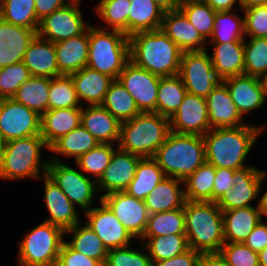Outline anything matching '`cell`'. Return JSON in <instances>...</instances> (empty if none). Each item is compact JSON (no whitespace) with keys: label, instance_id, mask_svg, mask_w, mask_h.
I'll return each instance as SVG.
<instances>
[{"label":"cell","instance_id":"74e56055","mask_svg":"<svg viewBox=\"0 0 267 266\" xmlns=\"http://www.w3.org/2000/svg\"><path fill=\"white\" fill-rule=\"evenodd\" d=\"M216 168L203 163L184 180L185 198L188 201L213 202V185Z\"/></svg>","mask_w":267,"mask_h":266},{"label":"cell","instance_id":"816d5d0a","mask_svg":"<svg viewBox=\"0 0 267 266\" xmlns=\"http://www.w3.org/2000/svg\"><path fill=\"white\" fill-rule=\"evenodd\" d=\"M219 253L229 266H260L258 253L243 242L224 243Z\"/></svg>","mask_w":267,"mask_h":266},{"label":"cell","instance_id":"89a4df30","mask_svg":"<svg viewBox=\"0 0 267 266\" xmlns=\"http://www.w3.org/2000/svg\"><path fill=\"white\" fill-rule=\"evenodd\" d=\"M3 144H4V142H3V138H2V135H1V132H0V149L3 146Z\"/></svg>","mask_w":267,"mask_h":266},{"label":"cell","instance_id":"7bdbcfd3","mask_svg":"<svg viewBox=\"0 0 267 266\" xmlns=\"http://www.w3.org/2000/svg\"><path fill=\"white\" fill-rule=\"evenodd\" d=\"M130 0H100L96 5V14L105 23L103 29L117 30L128 36V16Z\"/></svg>","mask_w":267,"mask_h":266},{"label":"cell","instance_id":"f5cc1de1","mask_svg":"<svg viewBox=\"0 0 267 266\" xmlns=\"http://www.w3.org/2000/svg\"><path fill=\"white\" fill-rule=\"evenodd\" d=\"M243 13L246 38H267V5L250 7Z\"/></svg>","mask_w":267,"mask_h":266},{"label":"cell","instance_id":"83f0119b","mask_svg":"<svg viewBox=\"0 0 267 266\" xmlns=\"http://www.w3.org/2000/svg\"><path fill=\"white\" fill-rule=\"evenodd\" d=\"M79 102L86 101L88 105H101L110 84L114 79L99 71L84 67L71 74Z\"/></svg>","mask_w":267,"mask_h":266},{"label":"cell","instance_id":"8fae6325","mask_svg":"<svg viewBox=\"0 0 267 266\" xmlns=\"http://www.w3.org/2000/svg\"><path fill=\"white\" fill-rule=\"evenodd\" d=\"M81 0H72L40 20L37 35L53 43L82 34L90 25L80 11Z\"/></svg>","mask_w":267,"mask_h":266},{"label":"cell","instance_id":"f907efd6","mask_svg":"<svg viewBox=\"0 0 267 266\" xmlns=\"http://www.w3.org/2000/svg\"><path fill=\"white\" fill-rule=\"evenodd\" d=\"M104 266H153L148 252L130 246L108 250Z\"/></svg>","mask_w":267,"mask_h":266},{"label":"cell","instance_id":"be15d7a7","mask_svg":"<svg viewBox=\"0 0 267 266\" xmlns=\"http://www.w3.org/2000/svg\"><path fill=\"white\" fill-rule=\"evenodd\" d=\"M259 5H267V0H239L241 11Z\"/></svg>","mask_w":267,"mask_h":266},{"label":"cell","instance_id":"1f68e13d","mask_svg":"<svg viewBox=\"0 0 267 266\" xmlns=\"http://www.w3.org/2000/svg\"><path fill=\"white\" fill-rule=\"evenodd\" d=\"M98 144L97 140L80 124L76 129L60 137L49 147V151L54 152V156H51L50 160L60 162L58 155H63V157L68 158L74 157L76 162L83 154L95 148Z\"/></svg>","mask_w":267,"mask_h":266},{"label":"cell","instance_id":"91938a15","mask_svg":"<svg viewBox=\"0 0 267 266\" xmlns=\"http://www.w3.org/2000/svg\"><path fill=\"white\" fill-rule=\"evenodd\" d=\"M198 266H229L222 255L218 253H202Z\"/></svg>","mask_w":267,"mask_h":266},{"label":"cell","instance_id":"7dc6e473","mask_svg":"<svg viewBox=\"0 0 267 266\" xmlns=\"http://www.w3.org/2000/svg\"><path fill=\"white\" fill-rule=\"evenodd\" d=\"M115 150L114 144H98L83 154L75 164L82 172L93 174L94 180L97 182L110 164Z\"/></svg>","mask_w":267,"mask_h":266},{"label":"cell","instance_id":"d4e9b609","mask_svg":"<svg viewBox=\"0 0 267 266\" xmlns=\"http://www.w3.org/2000/svg\"><path fill=\"white\" fill-rule=\"evenodd\" d=\"M59 75H71L87 67L89 26L80 35L54 43Z\"/></svg>","mask_w":267,"mask_h":266},{"label":"cell","instance_id":"681fc988","mask_svg":"<svg viewBox=\"0 0 267 266\" xmlns=\"http://www.w3.org/2000/svg\"><path fill=\"white\" fill-rule=\"evenodd\" d=\"M31 74L23 62L0 68V99L12 98Z\"/></svg>","mask_w":267,"mask_h":266},{"label":"cell","instance_id":"03108f58","mask_svg":"<svg viewBox=\"0 0 267 266\" xmlns=\"http://www.w3.org/2000/svg\"><path fill=\"white\" fill-rule=\"evenodd\" d=\"M259 264L260 266H267V247L261 250L259 253Z\"/></svg>","mask_w":267,"mask_h":266},{"label":"cell","instance_id":"5b68a950","mask_svg":"<svg viewBox=\"0 0 267 266\" xmlns=\"http://www.w3.org/2000/svg\"><path fill=\"white\" fill-rule=\"evenodd\" d=\"M153 158L166 177L184 181L206 162L203 136L170 131Z\"/></svg>","mask_w":267,"mask_h":266},{"label":"cell","instance_id":"603a6c76","mask_svg":"<svg viewBox=\"0 0 267 266\" xmlns=\"http://www.w3.org/2000/svg\"><path fill=\"white\" fill-rule=\"evenodd\" d=\"M211 129L245 125L227 87L221 82L205 98Z\"/></svg>","mask_w":267,"mask_h":266},{"label":"cell","instance_id":"cb8c5ba5","mask_svg":"<svg viewBox=\"0 0 267 266\" xmlns=\"http://www.w3.org/2000/svg\"><path fill=\"white\" fill-rule=\"evenodd\" d=\"M82 105L81 125L99 144L119 141L121 122L102 105Z\"/></svg>","mask_w":267,"mask_h":266},{"label":"cell","instance_id":"6da1fadb","mask_svg":"<svg viewBox=\"0 0 267 266\" xmlns=\"http://www.w3.org/2000/svg\"><path fill=\"white\" fill-rule=\"evenodd\" d=\"M266 125L245 124L239 127L215 128L203 135L206 162L215 168L231 170L249 166L245 159Z\"/></svg>","mask_w":267,"mask_h":266},{"label":"cell","instance_id":"ac0fdd59","mask_svg":"<svg viewBox=\"0 0 267 266\" xmlns=\"http://www.w3.org/2000/svg\"><path fill=\"white\" fill-rule=\"evenodd\" d=\"M141 158L117 147L110 164L97 181L98 192L105 190V193L98 196V199L101 200L103 196L113 192L125 191L135 176Z\"/></svg>","mask_w":267,"mask_h":266},{"label":"cell","instance_id":"ba28073f","mask_svg":"<svg viewBox=\"0 0 267 266\" xmlns=\"http://www.w3.org/2000/svg\"><path fill=\"white\" fill-rule=\"evenodd\" d=\"M65 231L49 222L32 228L19 243V266H49L59 258Z\"/></svg>","mask_w":267,"mask_h":266},{"label":"cell","instance_id":"d590c367","mask_svg":"<svg viewBox=\"0 0 267 266\" xmlns=\"http://www.w3.org/2000/svg\"><path fill=\"white\" fill-rule=\"evenodd\" d=\"M50 78L31 76L12 97L42 116L48 110Z\"/></svg>","mask_w":267,"mask_h":266},{"label":"cell","instance_id":"9f6ffc18","mask_svg":"<svg viewBox=\"0 0 267 266\" xmlns=\"http://www.w3.org/2000/svg\"><path fill=\"white\" fill-rule=\"evenodd\" d=\"M243 243L257 253L267 247V222L256 225Z\"/></svg>","mask_w":267,"mask_h":266},{"label":"cell","instance_id":"5bb4252c","mask_svg":"<svg viewBox=\"0 0 267 266\" xmlns=\"http://www.w3.org/2000/svg\"><path fill=\"white\" fill-rule=\"evenodd\" d=\"M117 80L133 97L141 112L156 110L160 77L128 61Z\"/></svg>","mask_w":267,"mask_h":266},{"label":"cell","instance_id":"e575fe53","mask_svg":"<svg viewBox=\"0 0 267 266\" xmlns=\"http://www.w3.org/2000/svg\"><path fill=\"white\" fill-rule=\"evenodd\" d=\"M77 223L72 228L65 230V235H72L70 241L65 242L75 251L82 253L89 258L100 261L105 265L107 260L108 250L104 246L98 235L89 228L86 224L79 226Z\"/></svg>","mask_w":267,"mask_h":266},{"label":"cell","instance_id":"003e7915","mask_svg":"<svg viewBox=\"0 0 267 266\" xmlns=\"http://www.w3.org/2000/svg\"><path fill=\"white\" fill-rule=\"evenodd\" d=\"M260 82H261L263 90L265 91V95H266V98H267V71H265L261 75Z\"/></svg>","mask_w":267,"mask_h":266},{"label":"cell","instance_id":"11a10c76","mask_svg":"<svg viewBox=\"0 0 267 266\" xmlns=\"http://www.w3.org/2000/svg\"><path fill=\"white\" fill-rule=\"evenodd\" d=\"M235 170L216 168L215 181L213 185V202H216L226 191L234 185Z\"/></svg>","mask_w":267,"mask_h":266},{"label":"cell","instance_id":"f1b7e54d","mask_svg":"<svg viewBox=\"0 0 267 266\" xmlns=\"http://www.w3.org/2000/svg\"><path fill=\"white\" fill-rule=\"evenodd\" d=\"M182 185L184 181L177 178L162 180L144 199L149 214L183 208L186 198Z\"/></svg>","mask_w":267,"mask_h":266},{"label":"cell","instance_id":"b9f144b4","mask_svg":"<svg viewBox=\"0 0 267 266\" xmlns=\"http://www.w3.org/2000/svg\"><path fill=\"white\" fill-rule=\"evenodd\" d=\"M170 234H185L184 207L149 214L147 226L142 237H156Z\"/></svg>","mask_w":267,"mask_h":266},{"label":"cell","instance_id":"ee69618b","mask_svg":"<svg viewBox=\"0 0 267 266\" xmlns=\"http://www.w3.org/2000/svg\"><path fill=\"white\" fill-rule=\"evenodd\" d=\"M0 17L28 29H38L40 23L36 17L35 0H4L0 7Z\"/></svg>","mask_w":267,"mask_h":266},{"label":"cell","instance_id":"a7ac6f4b","mask_svg":"<svg viewBox=\"0 0 267 266\" xmlns=\"http://www.w3.org/2000/svg\"><path fill=\"white\" fill-rule=\"evenodd\" d=\"M49 266H64L63 264H61L58 260L55 261L54 263L50 264Z\"/></svg>","mask_w":267,"mask_h":266},{"label":"cell","instance_id":"7402d4cb","mask_svg":"<svg viewBox=\"0 0 267 266\" xmlns=\"http://www.w3.org/2000/svg\"><path fill=\"white\" fill-rule=\"evenodd\" d=\"M44 202L50 214L45 222L59 226L64 231L80 223V217L74 206L63 191L44 175Z\"/></svg>","mask_w":267,"mask_h":266},{"label":"cell","instance_id":"db71d44e","mask_svg":"<svg viewBox=\"0 0 267 266\" xmlns=\"http://www.w3.org/2000/svg\"><path fill=\"white\" fill-rule=\"evenodd\" d=\"M58 261L64 266H104L100 261L73 250L65 241L60 249Z\"/></svg>","mask_w":267,"mask_h":266},{"label":"cell","instance_id":"ffe728a7","mask_svg":"<svg viewBox=\"0 0 267 266\" xmlns=\"http://www.w3.org/2000/svg\"><path fill=\"white\" fill-rule=\"evenodd\" d=\"M37 30L14 25L0 17V68L23 61Z\"/></svg>","mask_w":267,"mask_h":266},{"label":"cell","instance_id":"d6986e66","mask_svg":"<svg viewBox=\"0 0 267 266\" xmlns=\"http://www.w3.org/2000/svg\"><path fill=\"white\" fill-rule=\"evenodd\" d=\"M221 82L227 87L230 97L243 117L249 112L263 107L266 103L265 91L259 77L232 76Z\"/></svg>","mask_w":267,"mask_h":266},{"label":"cell","instance_id":"3957f363","mask_svg":"<svg viewBox=\"0 0 267 266\" xmlns=\"http://www.w3.org/2000/svg\"><path fill=\"white\" fill-rule=\"evenodd\" d=\"M185 235L189 248L199 253H218L224 242L222 210L215 202L184 204Z\"/></svg>","mask_w":267,"mask_h":266},{"label":"cell","instance_id":"52a82bcc","mask_svg":"<svg viewBox=\"0 0 267 266\" xmlns=\"http://www.w3.org/2000/svg\"><path fill=\"white\" fill-rule=\"evenodd\" d=\"M129 60V37L125 33L89 25L88 68L117 80Z\"/></svg>","mask_w":267,"mask_h":266},{"label":"cell","instance_id":"7c38bea8","mask_svg":"<svg viewBox=\"0 0 267 266\" xmlns=\"http://www.w3.org/2000/svg\"><path fill=\"white\" fill-rule=\"evenodd\" d=\"M41 116L13 98L0 99L3 142L40 135Z\"/></svg>","mask_w":267,"mask_h":266},{"label":"cell","instance_id":"7a4b0ae2","mask_svg":"<svg viewBox=\"0 0 267 266\" xmlns=\"http://www.w3.org/2000/svg\"><path fill=\"white\" fill-rule=\"evenodd\" d=\"M182 53L160 29L129 36L130 61L159 77L179 74Z\"/></svg>","mask_w":267,"mask_h":266},{"label":"cell","instance_id":"836d02e7","mask_svg":"<svg viewBox=\"0 0 267 266\" xmlns=\"http://www.w3.org/2000/svg\"><path fill=\"white\" fill-rule=\"evenodd\" d=\"M166 178L163 170L153 157L141 158L132 181L125 192L137 199L144 200L147 195Z\"/></svg>","mask_w":267,"mask_h":266},{"label":"cell","instance_id":"e7e4bbea","mask_svg":"<svg viewBox=\"0 0 267 266\" xmlns=\"http://www.w3.org/2000/svg\"><path fill=\"white\" fill-rule=\"evenodd\" d=\"M258 208L260 212V216L262 219V216L267 217V190L262 194V196L259 198Z\"/></svg>","mask_w":267,"mask_h":266},{"label":"cell","instance_id":"4316f807","mask_svg":"<svg viewBox=\"0 0 267 266\" xmlns=\"http://www.w3.org/2000/svg\"><path fill=\"white\" fill-rule=\"evenodd\" d=\"M82 108L47 110L41 116L40 135L50 147L81 124Z\"/></svg>","mask_w":267,"mask_h":266},{"label":"cell","instance_id":"94428289","mask_svg":"<svg viewBox=\"0 0 267 266\" xmlns=\"http://www.w3.org/2000/svg\"><path fill=\"white\" fill-rule=\"evenodd\" d=\"M207 3L214 11L216 12H225V11H233L235 10V4L238 3L239 0H201ZM234 8V9H233Z\"/></svg>","mask_w":267,"mask_h":266},{"label":"cell","instance_id":"4fadbf2b","mask_svg":"<svg viewBox=\"0 0 267 266\" xmlns=\"http://www.w3.org/2000/svg\"><path fill=\"white\" fill-rule=\"evenodd\" d=\"M266 176V170L258 169L255 165L235 170L232 189L215 203L222 211L253 206L252 202L257 201L261 194V185Z\"/></svg>","mask_w":267,"mask_h":266},{"label":"cell","instance_id":"e0dca14e","mask_svg":"<svg viewBox=\"0 0 267 266\" xmlns=\"http://www.w3.org/2000/svg\"><path fill=\"white\" fill-rule=\"evenodd\" d=\"M170 131L203 136L211 130L206 99L187 93L175 114L169 119Z\"/></svg>","mask_w":267,"mask_h":266},{"label":"cell","instance_id":"9a60e30c","mask_svg":"<svg viewBox=\"0 0 267 266\" xmlns=\"http://www.w3.org/2000/svg\"><path fill=\"white\" fill-rule=\"evenodd\" d=\"M101 200L135 239L143 236L149 218L144 200L130 196L125 191L107 194Z\"/></svg>","mask_w":267,"mask_h":266},{"label":"cell","instance_id":"6125c7cd","mask_svg":"<svg viewBox=\"0 0 267 266\" xmlns=\"http://www.w3.org/2000/svg\"><path fill=\"white\" fill-rule=\"evenodd\" d=\"M164 12L179 10L183 0H153Z\"/></svg>","mask_w":267,"mask_h":266},{"label":"cell","instance_id":"6f0895ef","mask_svg":"<svg viewBox=\"0 0 267 266\" xmlns=\"http://www.w3.org/2000/svg\"><path fill=\"white\" fill-rule=\"evenodd\" d=\"M201 253L189 248L173 258L155 262L153 266H198Z\"/></svg>","mask_w":267,"mask_h":266},{"label":"cell","instance_id":"8992f818","mask_svg":"<svg viewBox=\"0 0 267 266\" xmlns=\"http://www.w3.org/2000/svg\"><path fill=\"white\" fill-rule=\"evenodd\" d=\"M169 132V118L155 112H141L121 122L117 147L142 158L153 157Z\"/></svg>","mask_w":267,"mask_h":266},{"label":"cell","instance_id":"f546056e","mask_svg":"<svg viewBox=\"0 0 267 266\" xmlns=\"http://www.w3.org/2000/svg\"><path fill=\"white\" fill-rule=\"evenodd\" d=\"M222 216L225 243L244 242L254 227L262 221L258 203L255 207L222 211Z\"/></svg>","mask_w":267,"mask_h":266},{"label":"cell","instance_id":"f35d334b","mask_svg":"<svg viewBox=\"0 0 267 266\" xmlns=\"http://www.w3.org/2000/svg\"><path fill=\"white\" fill-rule=\"evenodd\" d=\"M152 263L167 260L189 249L185 234H170L156 237H141Z\"/></svg>","mask_w":267,"mask_h":266},{"label":"cell","instance_id":"f6af8a7d","mask_svg":"<svg viewBox=\"0 0 267 266\" xmlns=\"http://www.w3.org/2000/svg\"><path fill=\"white\" fill-rule=\"evenodd\" d=\"M179 10L206 41L210 39L216 11L201 0H183Z\"/></svg>","mask_w":267,"mask_h":266},{"label":"cell","instance_id":"ab89813d","mask_svg":"<svg viewBox=\"0 0 267 266\" xmlns=\"http://www.w3.org/2000/svg\"><path fill=\"white\" fill-rule=\"evenodd\" d=\"M233 12L215 13L214 29L209 39L210 44L244 42L246 39L244 16L241 17Z\"/></svg>","mask_w":267,"mask_h":266},{"label":"cell","instance_id":"680465c9","mask_svg":"<svg viewBox=\"0 0 267 266\" xmlns=\"http://www.w3.org/2000/svg\"><path fill=\"white\" fill-rule=\"evenodd\" d=\"M72 0H35L36 17L40 21L55 10L65 7Z\"/></svg>","mask_w":267,"mask_h":266},{"label":"cell","instance_id":"2644e50d","mask_svg":"<svg viewBox=\"0 0 267 266\" xmlns=\"http://www.w3.org/2000/svg\"><path fill=\"white\" fill-rule=\"evenodd\" d=\"M3 1H4V0H0V7H1V5H2Z\"/></svg>","mask_w":267,"mask_h":266},{"label":"cell","instance_id":"30bf717a","mask_svg":"<svg viewBox=\"0 0 267 266\" xmlns=\"http://www.w3.org/2000/svg\"><path fill=\"white\" fill-rule=\"evenodd\" d=\"M187 93L206 98L221 83L206 50L183 52L178 74Z\"/></svg>","mask_w":267,"mask_h":266},{"label":"cell","instance_id":"bcb514c9","mask_svg":"<svg viewBox=\"0 0 267 266\" xmlns=\"http://www.w3.org/2000/svg\"><path fill=\"white\" fill-rule=\"evenodd\" d=\"M82 108L71 75H59L50 79L48 110Z\"/></svg>","mask_w":267,"mask_h":266},{"label":"cell","instance_id":"484cf974","mask_svg":"<svg viewBox=\"0 0 267 266\" xmlns=\"http://www.w3.org/2000/svg\"><path fill=\"white\" fill-rule=\"evenodd\" d=\"M22 62L33 77L59 76L54 43L38 35L30 42Z\"/></svg>","mask_w":267,"mask_h":266},{"label":"cell","instance_id":"277c9868","mask_svg":"<svg viewBox=\"0 0 267 266\" xmlns=\"http://www.w3.org/2000/svg\"><path fill=\"white\" fill-rule=\"evenodd\" d=\"M44 148L49 151V146L41 135L5 142L0 149V179L14 181L33 178L41 180L47 174L50 161V159L46 162L41 160V150Z\"/></svg>","mask_w":267,"mask_h":266},{"label":"cell","instance_id":"c3c4849f","mask_svg":"<svg viewBox=\"0 0 267 266\" xmlns=\"http://www.w3.org/2000/svg\"><path fill=\"white\" fill-rule=\"evenodd\" d=\"M244 75L261 77L267 71V38L244 39Z\"/></svg>","mask_w":267,"mask_h":266},{"label":"cell","instance_id":"9c48e42d","mask_svg":"<svg viewBox=\"0 0 267 266\" xmlns=\"http://www.w3.org/2000/svg\"><path fill=\"white\" fill-rule=\"evenodd\" d=\"M68 197L71 203L79 205L86 212L93 207L97 193V182L63 162L50 160L46 174Z\"/></svg>","mask_w":267,"mask_h":266},{"label":"cell","instance_id":"4dcf8cb0","mask_svg":"<svg viewBox=\"0 0 267 266\" xmlns=\"http://www.w3.org/2000/svg\"><path fill=\"white\" fill-rule=\"evenodd\" d=\"M210 58L216 75L221 79L244 75V42L212 44Z\"/></svg>","mask_w":267,"mask_h":266},{"label":"cell","instance_id":"d6a6232c","mask_svg":"<svg viewBox=\"0 0 267 266\" xmlns=\"http://www.w3.org/2000/svg\"><path fill=\"white\" fill-rule=\"evenodd\" d=\"M128 37L137 32L159 30L164 11L153 0H130Z\"/></svg>","mask_w":267,"mask_h":266},{"label":"cell","instance_id":"8d00e7d4","mask_svg":"<svg viewBox=\"0 0 267 266\" xmlns=\"http://www.w3.org/2000/svg\"><path fill=\"white\" fill-rule=\"evenodd\" d=\"M187 90L179 75L160 77L155 113L171 118L182 104Z\"/></svg>","mask_w":267,"mask_h":266},{"label":"cell","instance_id":"2e32d148","mask_svg":"<svg viewBox=\"0 0 267 266\" xmlns=\"http://www.w3.org/2000/svg\"><path fill=\"white\" fill-rule=\"evenodd\" d=\"M99 202L100 207H92L83 212L88 219L85 224L98 235L107 250L129 246L135 238L120 223L108 206L102 200Z\"/></svg>","mask_w":267,"mask_h":266},{"label":"cell","instance_id":"60d3db41","mask_svg":"<svg viewBox=\"0 0 267 266\" xmlns=\"http://www.w3.org/2000/svg\"><path fill=\"white\" fill-rule=\"evenodd\" d=\"M101 105L120 122L130 120L141 113L133 97L118 80L110 84Z\"/></svg>","mask_w":267,"mask_h":266},{"label":"cell","instance_id":"44dd1931","mask_svg":"<svg viewBox=\"0 0 267 266\" xmlns=\"http://www.w3.org/2000/svg\"><path fill=\"white\" fill-rule=\"evenodd\" d=\"M160 30L183 52L207 49L208 41L206 42L180 10L164 12Z\"/></svg>","mask_w":267,"mask_h":266}]
</instances>
